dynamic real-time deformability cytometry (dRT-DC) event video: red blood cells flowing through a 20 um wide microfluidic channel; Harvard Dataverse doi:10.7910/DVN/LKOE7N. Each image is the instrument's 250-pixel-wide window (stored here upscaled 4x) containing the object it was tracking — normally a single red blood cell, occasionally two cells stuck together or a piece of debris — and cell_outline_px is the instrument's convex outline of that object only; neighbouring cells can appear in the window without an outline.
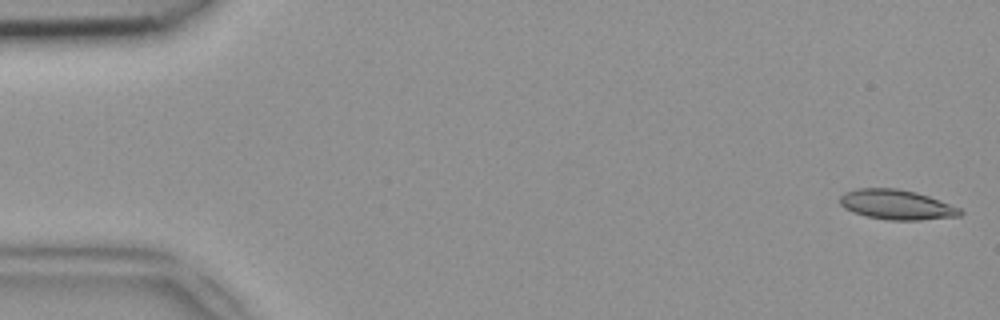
{"species": "common noctule bat (a hibernating species)", "species_latin": "Nyctalus noctula", "temperature_condition": "room temperature", "stored_images_in_passage": 49, "camera_frame_rate_fps": 3000, "um_per_image_px": 0.085, "animal": {"sex": "female", "body_mass_g": 18.4}, "frame": {"image": 1, "passage_image": 1, "time_ms": 0.0, "image_size_px": [1000, 320], "cell_outline_px": [[964, 212], [960, 216], [920, 220], [888, 220], [868, 216], [852, 212], [844, 208], [840, 204], [840, 196], [844, 192], [856, 188], [896, 188], [916, 192], [940, 200], [960, 208]], "centroid_in_image_um": [76.2, 17.39], "position_along_channel_um": 8.8, "area_um2": 20.98}}
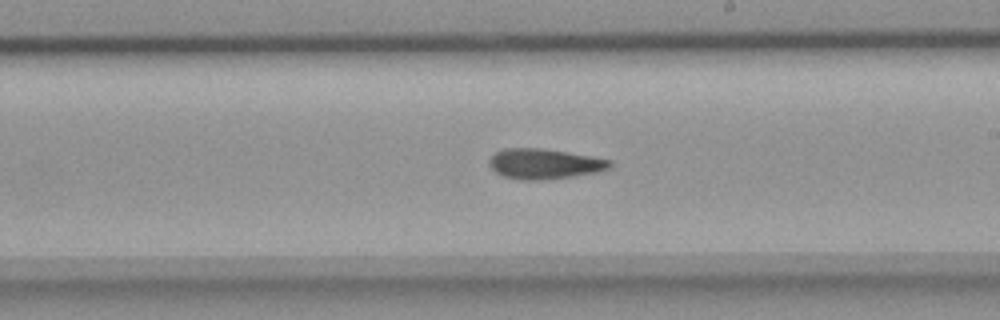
{"frame": {"image": 2, "passage_image": 28, "time_ms": 9.0, "image_size_px": [1000, 320], "cell_outline_px": [[612, 164], [608, 168], [596, 172], [572, 176], [544, 180], [520, 180], [504, 176], [496, 172], [488, 164], [488, 160], [496, 152], [504, 148], [540, 148], [568, 152], [592, 156], [612, 160]], "centroid_in_image_um": [46.26, 13.92], "position_along_channel_um": 242.7, "area_um2": 21.21}}
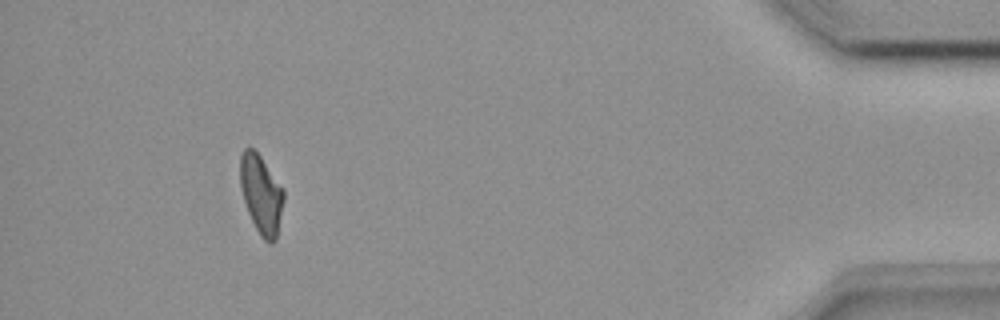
{"frame": {"image": 3, "passage_image": 45, "time_ms": 14.667, "image_size_px": [1000, 320], "cell_outline_px": [[284, 200], [276, 240], [272, 244], [268, 244], [260, 236], [248, 212], [244, 200], [240, 184], [240, 156], [244, 148], [252, 148], [260, 156], [284, 188]], "centroid_in_image_um": [22.22, 16.54], "position_along_channel_um": 413.0, "area_um2": 20.0}}